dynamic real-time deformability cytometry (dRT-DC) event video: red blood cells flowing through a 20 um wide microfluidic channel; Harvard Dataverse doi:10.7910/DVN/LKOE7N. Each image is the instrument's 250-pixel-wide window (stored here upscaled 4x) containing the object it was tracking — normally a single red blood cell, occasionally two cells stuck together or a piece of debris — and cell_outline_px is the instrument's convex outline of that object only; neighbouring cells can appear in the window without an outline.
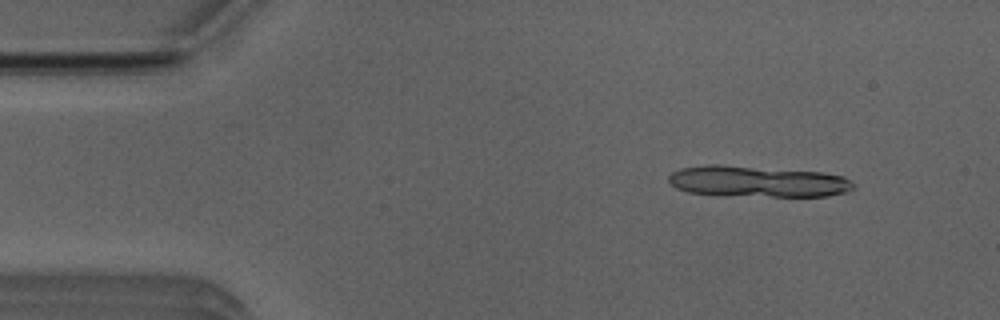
{"species": "Egyptian fruit bat (a non-hibernating species)", "species_latin": "Rousettus aegyptiacus", "temperature_condition": "room temperature", "stored_images_in_passage": 8, "camera_frame_rate_fps": 3000, "um_per_image_px": 0.085, "animal": {"sex": "male"}, "frame": {"image": 1, "passage_image": 2, "time_ms": 0.333, "image_size_px": [1000, 320], "cell_outline_px": [[856, 188], [848, 192], [828, 196], [716, 196], [688, 192], [676, 188], [668, 180], [668, 176], [672, 172], [680, 168], [708, 164], [716, 164], [820, 172], [844, 176], [856, 184]], "centroid_in_image_um": [64.39, 15.44], "position_along_channel_um": 20.6, "area_um2": 34.04}}